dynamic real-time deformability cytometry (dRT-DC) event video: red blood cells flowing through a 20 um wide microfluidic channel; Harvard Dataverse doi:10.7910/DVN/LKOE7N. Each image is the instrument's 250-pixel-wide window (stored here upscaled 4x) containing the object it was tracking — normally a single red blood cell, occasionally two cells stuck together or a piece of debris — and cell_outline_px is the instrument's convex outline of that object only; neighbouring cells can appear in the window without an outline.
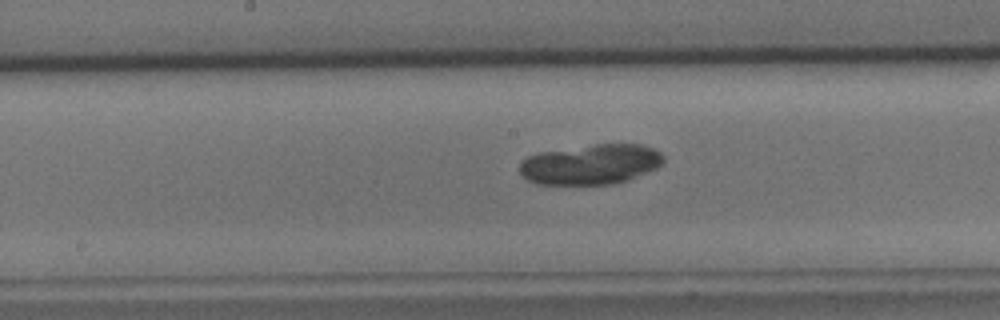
{"species": "common noctule bat (a hibernating species)", "species_latin": "Nyctalus noctula", "temperature_condition": "cold", "stored_images_in_passage": 41, "camera_frame_rate_fps": 3000, "um_per_image_px": 0.085, "animal": {"sex": "male", "body_mass_g": 15.6}, "frame": {"image": 1, "passage_image": 15, "time_ms": 4.667, "image_size_px": [1000, 320], "cell_outline_px": [[664, 160], [656, 168], [628, 180], [608, 184], [536, 184], [528, 180], [520, 172], [520, 164], [528, 156], [540, 152], [596, 144], [640, 144], [652, 148], [660, 152], [664, 156]], "centroid_in_image_um": [50.22, 13.97], "position_along_channel_um": 198.0, "area_um2": 33.35}}
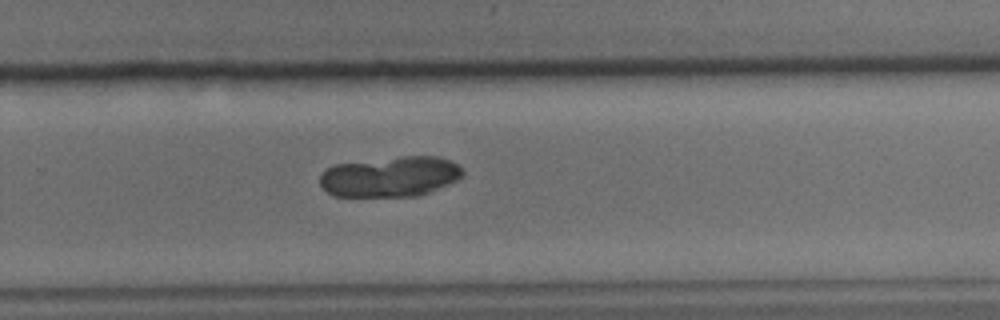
{"frame": {"image": 2, "passage_image": 23, "time_ms": 7.333, "image_size_px": [1000, 320], "cell_outline_px": [[464, 172], [456, 180], [448, 184], [428, 192], [416, 196], [336, 196], [328, 192], [320, 184], [320, 176], [332, 164], [404, 156], [440, 156], [456, 164]], "centroid_in_image_um": [33.15, 15.0], "position_along_channel_um": 296.7, "area_um2": 33.29}}
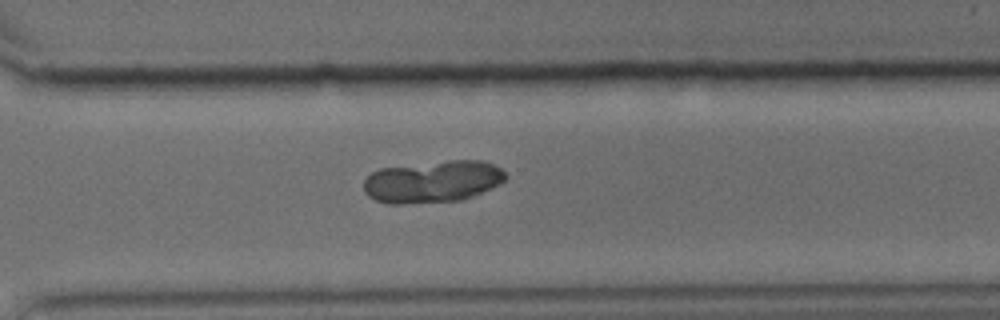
{"frame": {"image": 3, "passage_image": 26, "time_ms": 8.333, "image_size_px": [1000, 320], "cell_outline_px": [[508, 176], [500, 184], [460, 200], [404, 204], [388, 204], [376, 200], [368, 196], [364, 192], [364, 180], [372, 172], [380, 168], [448, 160], [484, 160], [500, 168]], "centroid_in_image_um": [36.75, 15.43], "position_along_channel_um": 333.8, "area_um2": 34.68}}